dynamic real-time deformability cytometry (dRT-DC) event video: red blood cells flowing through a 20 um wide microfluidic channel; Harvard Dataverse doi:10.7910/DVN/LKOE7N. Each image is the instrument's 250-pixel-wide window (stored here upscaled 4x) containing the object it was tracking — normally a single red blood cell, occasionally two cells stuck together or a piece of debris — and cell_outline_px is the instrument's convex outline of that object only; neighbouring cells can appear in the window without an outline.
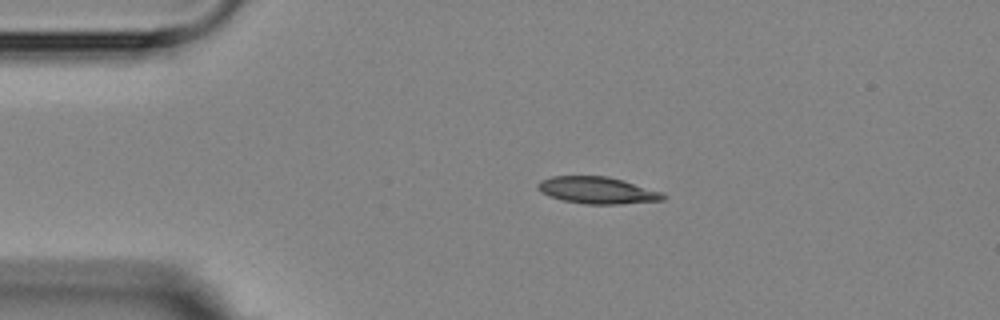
{"species": "Egyptian fruit bat (a non-hibernating species)", "species_latin": "Rousettus aegyptiacus", "temperature_condition": "room temperature", "stored_images_in_passage": 4, "camera_frame_rate_fps": 3000, "um_per_image_px": 0.085, "animal": {"sex": "female"}, "frame": {"image": 1, "passage_image": 3, "time_ms": 3.333, "image_size_px": [1000, 320], "cell_outline_px": [[668, 196], [664, 200], [620, 204], [584, 204], [564, 200], [548, 196], [540, 192], [536, 188], [536, 184], [540, 180], [552, 176], [608, 176], [624, 180], [664, 192]], "centroid_in_image_um": [50.79, 16.17], "position_along_channel_um": 34.2, "area_um2": 19.94}}